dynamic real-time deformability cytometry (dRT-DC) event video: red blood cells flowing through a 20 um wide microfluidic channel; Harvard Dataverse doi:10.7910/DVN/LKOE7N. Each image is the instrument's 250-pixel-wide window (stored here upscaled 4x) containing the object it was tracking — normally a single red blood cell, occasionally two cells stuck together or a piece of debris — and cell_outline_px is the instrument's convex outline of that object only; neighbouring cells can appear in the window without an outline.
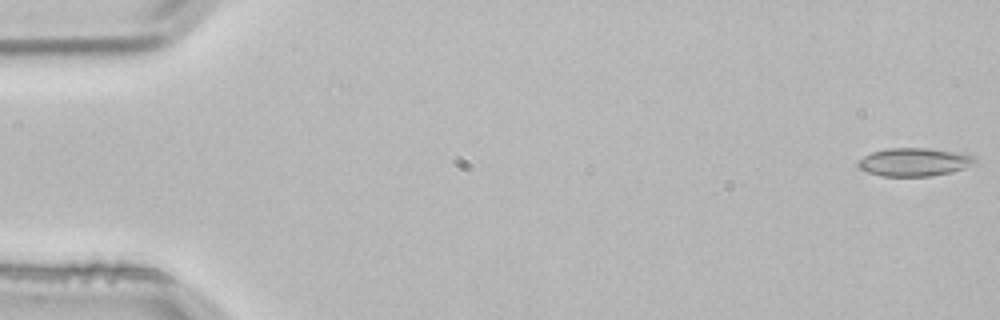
{"species": "common noctule bat (a hibernating species)", "species_latin": "Nyctalus noctula", "temperature_condition": "room temperature", "stored_images_in_passage": 3, "camera_frame_rate_fps": 3000, "um_per_image_px": 0.085, "animal": {"sex": "male", "body_mass_g": 21.5, "forearm_length_mm": 52.0}, "frame": {"image": 1, "passage_image": 1, "time_ms": 0.0, "image_size_px": [1000, 320], "cell_outline_px": [[976, 164], [952, 172], [932, 176], [880, 176], [868, 172], [860, 168], [856, 164], [864, 156], [872, 152], [888, 148], [928, 148], [964, 152], [976, 156]], "centroid_in_image_um": [77.78, 13.76], "position_along_channel_um": 7.2, "area_um2": 19.48}}
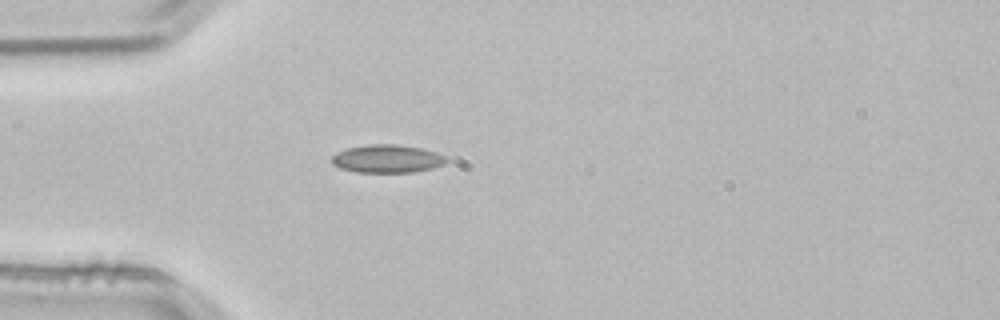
{"frame": {"image": 2, "passage_image": 3, "time_ms": 0.667, "image_size_px": [1000, 320], "cell_outline_px": [[448, 160], [444, 164], [432, 168], [412, 172], [356, 172], [340, 168], [332, 164], [332, 156], [336, 152], [348, 148], [368, 144], [396, 144], [420, 148], [436, 152], [444, 156]], "centroid_in_image_um": [32.89, 13.49], "position_along_channel_um": 52.1, "area_um2": 18.67}}